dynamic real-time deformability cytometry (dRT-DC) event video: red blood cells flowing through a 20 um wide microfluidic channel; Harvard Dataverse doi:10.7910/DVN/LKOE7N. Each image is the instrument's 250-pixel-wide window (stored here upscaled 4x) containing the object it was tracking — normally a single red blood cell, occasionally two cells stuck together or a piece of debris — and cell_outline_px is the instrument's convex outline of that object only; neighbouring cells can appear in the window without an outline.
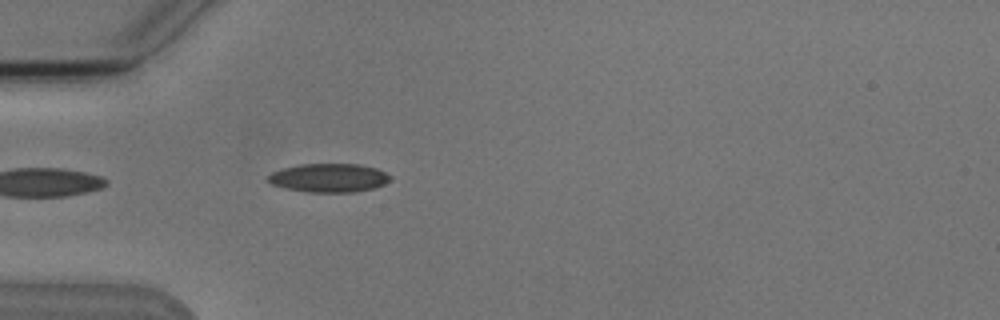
{"species": "Egyptian fruit bat (a non-hibernating species)", "species_latin": "Rousettus aegyptiacus", "temperature_condition": "cold", "stored_images_in_passage": 1, "camera_frame_rate_fps": 3000, "um_per_image_px": 0.085, "animal": {"sex": "male"}, "frame": {"image": 1, "passage_image": 1, "time_ms": 0.0, "image_size_px": [1000, 320], "cell_outline_px": [[392, 176], [384, 184], [372, 188], [356, 192], [308, 192], [288, 188], [272, 184], [268, 180], [268, 176], [272, 172], [284, 168], [300, 164], [360, 164], [376, 168]], "centroid_in_image_um": [27.97, 15.11], "position_along_channel_um": 57.0, "area_um2": 20.17}}